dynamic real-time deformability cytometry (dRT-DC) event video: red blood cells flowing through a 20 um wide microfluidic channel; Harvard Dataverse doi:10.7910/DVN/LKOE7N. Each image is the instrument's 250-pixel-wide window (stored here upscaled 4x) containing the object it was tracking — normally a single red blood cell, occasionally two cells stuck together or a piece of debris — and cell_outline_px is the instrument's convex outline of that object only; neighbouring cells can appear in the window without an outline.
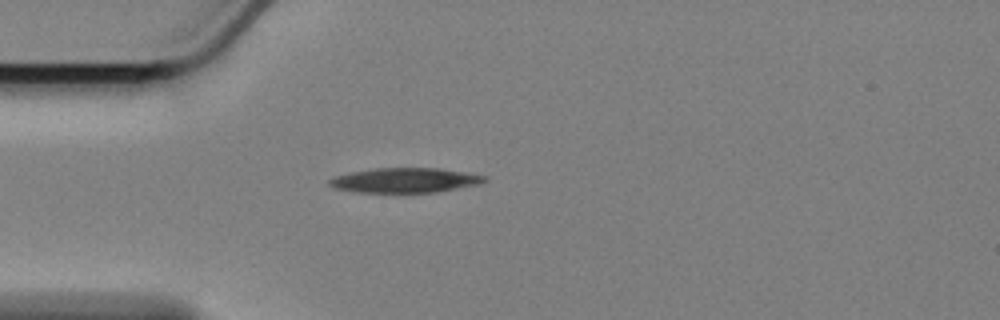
{"species": "Egyptian fruit bat (a non-hibernating species)", "species_latin": "Rousettus aegyptiacus", "temperature_condition": "cold", "stored_images_in_passage": 27, "camera_frame_rate_fps": 3000, "um_per_image_px": 0.085, "animal": {"sex": "female"}, "frame": {"image": 1, "passage_image": 1, "time_ms": 0.0, "image_size_px": [1000, 320], "cell_outline_px": [[488, 180], [480, 184], [436, 192], [352, 192], [332, 188], [328, 184], [328, 180], [332, 176], [352, 172], [376, 168], [440, 168], [488, 176]], "centroid_in_image_um": [34.4, 15.32], "position_along_channel_um": 50.6, "area_um2": 22.54}}
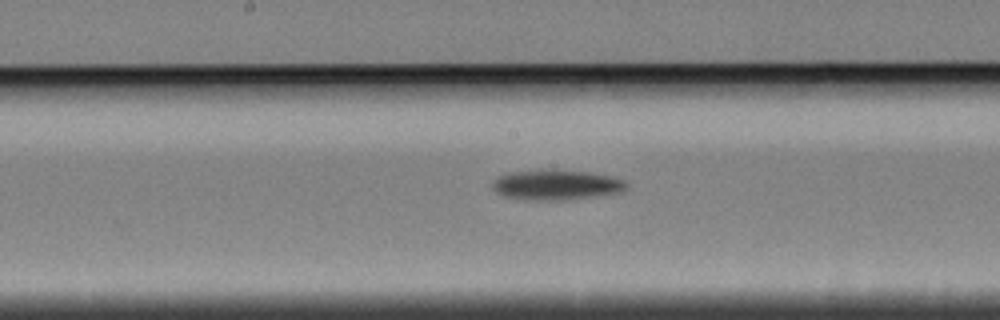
{"frame": {"image": 2, "passage_image": 15, "time_ms": 4.667, "image_size_px": [1000, 320], "cell_outline_px": [[628, 188], [620, 192], [576, 200], [524, 200], [504, 196], [496, 192], [492, 188], [492, 180], [508, 172], [588, 172], [608, 176], [624, 180], [628, 184]], "centroid_in_image_um": [47.3, 15.77], "position_along_channel_um": 200.9, "area_um2": 23.0}}
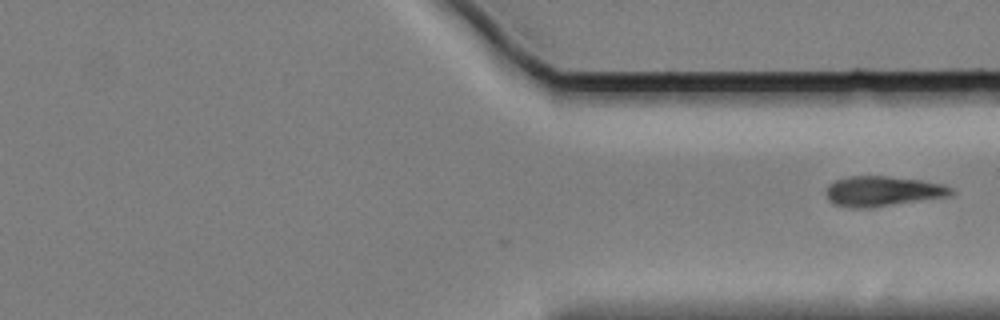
{"frame": {"image": 3, "passage_image": 27, "time_ms": 8.667, "image_size_px": [1000, 320], "cell_outline_px": [[956, 192], [948, 196], [868, 208], [852, 208], [832, 204], [828, 200], [828, 184], [836, 180], [848, 176], [888, 176], [924, 180], [944, 184], [952, 188]], "centroid_in_image_um": [75.05, 16.24], "position_along_channel_um": 336.4, "area_um2": 21.96}}